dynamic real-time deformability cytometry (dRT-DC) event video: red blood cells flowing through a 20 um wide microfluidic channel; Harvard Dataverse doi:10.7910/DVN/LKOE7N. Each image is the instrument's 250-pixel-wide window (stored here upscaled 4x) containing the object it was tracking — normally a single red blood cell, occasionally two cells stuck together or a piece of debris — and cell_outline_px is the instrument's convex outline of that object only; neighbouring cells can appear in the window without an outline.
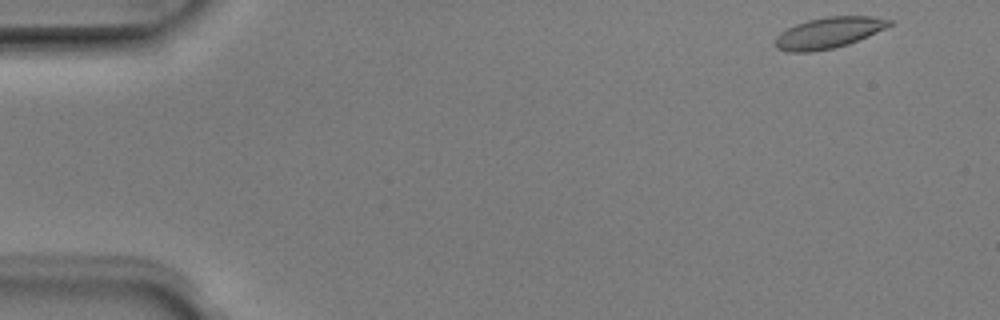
{"species": "Egyptian fruit bat (a non-hibernating species)", "species_latin": "Rousettus aegyptiacus", "temperature_condition": "room temperature", "stored_images_in_passage": 4, "camera_frame_rate_fps": 3000, "um_per_image_px": 0.085, "animal": {"sex": "male"}, "frame": {"image": 1, "passage_image": 1, "time_ms": 0.0, "image_size_px": [1000, 320], "cell_outline_px": [[892, 24], [868, 36], [848, 44], [832, 48], [812, 52], [788, 52], [776, 48], [776, 36], [780, 32], [796, 24], [808, 20], [828, 16], [872, 16], [892, 20]], "centroid_in_image_um": [70.42, 2.78], "position_along_channel_um": 14.6, "area_um2": 20.46}}
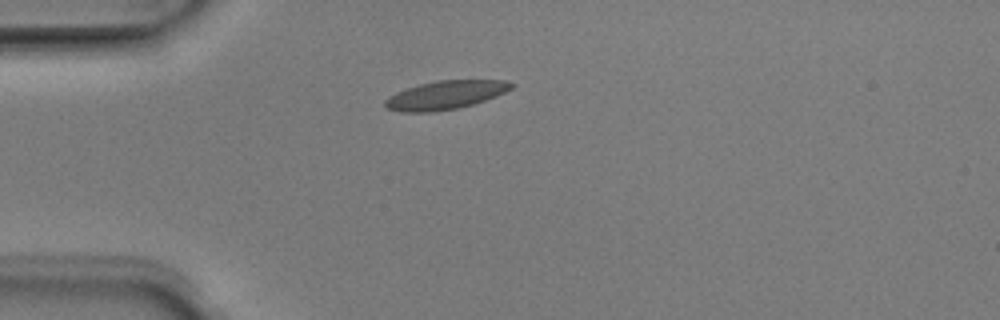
{"frame": {"image": 2, "passage_image": 3, "time_ms": 0.667, "image_size_px": [1000, 320], "cell_outline_px": [[516, 84], [512, 88], [496, 96], [472, 104], [456, 108], [432, 112], [400, 112], [388, 108], [384, 104], [384, 100], [388, 96], [396, 92], [420, 84], [436, 80], [504, 80]], "centroid_in_image_um": [37.84, 8.07], "position_along_channel_um": 47.2, "area_um2": 20.87}}